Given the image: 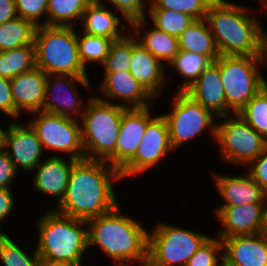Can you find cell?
I'll use <instances>...</instances> for the list:
<instances>
[{
    "instance_id": "45",
    "label": "cell",
    "mask_w": 267,
    "mask_h": 266,
    "mask_svg": "<svg viewBox=\"0 0 267 266\" xmlns=\"http://www.w3.org/2000/svg\"><path fill=\"white\" fill-rule=\"evenodd\" d=\"M39 266H75L69 262L40 258Z\"/></svg>"
},
{
    "instance_id": "30",
    "label": "cell",
    "mask_w": 267,
    "mask_h": 266,
    "mask_svg": "<svg viewBox=\"0 0 267 266\" xmlns=\"http://www.w3.org/2000/svg\"><path fill=\"white\" fill-rule=\"evenodd\" d=\"M235 115L240 116L267 141V88H262Z\"/></svg>"
},
{
    "instance_id": "13",
    "label": "cell",
    "mask_w": 267,
    "mask_h": 266,
    "mask_svg": "<svg viewBox=\"0 0 267 266\" xmlns=\"http://www.w3.org/2000/svg\"><path fill=\"white\" fill-rule=\"evenodd\" d=\"M151 120L149 107L126 108L122 114L115 151L105 161L120 171L135 156Z\"/></svg>"
},
{
    "instance_id": "19",
    "label": "cell",
    "mask_w": 267,
    "mask_h": 266,
    "mask_svg": "<svg viewBox=\"0 0 267 266\" xmlns=\"http://www.w3.org/2000/svg\"><path fill=\"white\" fill-rule=\"evenodd\" d=\"M131 75L152 96L156 97L164 84L163 65L131 36Z\"/></svg>"
},
{
    "instance_id": "27",
    "label": "cell",
    "mask_w": 267,
    "mask_h": 266,
    "mask_svg": "<svg viewBox=\"0 0 267 266\" xmlns=\"http://www.w3.org/2000/svg\"><path fill=\"white\" fill-rule=\"evenodd\" d=\"M36 67L35 46L25 45L11 50L0 51V76L13 77Z\"/></svg>"
},
{
    "instance_id": "39",
    "label": "cell",
    "mask_w": 267,
    "mask_h": 266,
    "mask_svg": "<svg viewBox=\"0 0 267 266\" xmlns=\"http://www.w3.org/2000/svg\"><path fill=\"white\" fill-rule=\"evenodd\" d=\"M49 0H15L17 16L40 25L39 18L47 13Z\"/></svg>"
},
{
    "instance_id": "4",
    "label": "cell",
    "mask_w": 267,
    "mask_h": 266,
    "mask_svg": "<svg viewBox=\"0 0 267 266\" xmlns=\"http://www.w3.org/2000/svg\"><path fill=\"white\" fill-rule=\"evenodd\" d=\"M86 220L75 219L55 210L46 213L39 225V244L35 249L40 258L65 261L81 266L88 245Z\"/></svg>"
},
{
    "instance_id": "43",
    "label": "cell",
    "mask_w": 267,
    "mask_h": 266,
    "mask_svg": "<svg viewBox=\"0 0 267 266\" xmlns=\"http://www.w3.org/2000/svg\"><path fill=\"white\" fill-rule=\"evenodd\" d=\"M13 197L10 188H0V220L2 221L12 211Z\"/></svg>"
},
{
    "instance_id": "46",
    "label": "cell",
    "mask_w": 267,
    "mask_h": 266,
    "mask_svg": "<svg viewBox=\"0 0 267 266\" xmlns=\"http://www.w3.org/2000/svg\"><path fill=\"white\" fill-rule=\"evenodd\" d=\"M140 262H144L143 266H164L162 263L155 260L151 255L146 253L140 260Z\"/></svg>"
},
{
    "instance_id": "48",
    "label": "cell",
    "mask_w": 267,
    "mask_h": 266,
    "mask_svg": "<svg viewBox=\"0 0 267 266\" xmlns=\"http://www.w3.org/2000/svg\"><path fill=\"white\" fill-rule=\"evenodd\" d=\"M262 56H263V60L267 61V35H265V39H264V43H263V55Z\"/></svg>"
},
{
    "instance_id": "34",
    "label": "cell",
    "mask_w": 267,
    "mask_h": 266,
    "mask_svg": "<svg viewBox=\"0 0 267 266\" xmlns=\"http://www.w3.org/2000/svg\"><path fill=\"white\" fill-rule=\"evenodd\" d=\"M130 64L131 37L127 34V36L112 42L103 66L105 73H115L129 71Z\"/></svg>"
},
{
    "instance_id": "44",
    "label": "cell",
    "mask_w": 267,
    "mask_h": 266,
    "mask_svg": "<svg viewBox=\"0 0 267 266\" xmlns=\"http://www.w3.org/2000/svg\"><path fill=\"white\" fill-rule=\"evenodd\" d=\"M18 17L15 0H0V24Z\"/></svg>"
},
{
    "instance_id": "17",
    "label": "cell",
    "mask_w": 267,
    "mask_h": 266,
    "mask_svg": "<svg viewBox=\"0 0 267 266\" xmlns=\"http://www.w3.org/2000/svg\"><path fill=\"white\" fill-rule=\"evenodd\" d=\"M265 204H246L241 206H220L217 217L225 226L220 231V239L262 233Z\"/></svg>"
},
{
    "instance_id": "16",
    "label": "cell",
    "mask_w": 267,
    "mask_h": 266,
    "mask_svg": "<svg viewBox=\"0 0 267 266\" xmlns=\"http://www.w3.org/2000/svg\"><path fill=\"white\" fill-rule=\"evenodd\" d=\"M185 92L215 117H228L219 58L211 62Z\"/></svg>"
},
{
    "instance_id": "6",
    "label": "cell",
    "mask_w": 267,
    "mask_h": 266,
    "mask_svg": "<svg viewBox=\"0 0 267 266\" xmlns=\"http://www.w3.org/2000/svg\"><path fill=\"white\" fill-rule=\"evenodd\" d=\"M127 107L112 104L100 98H90L87 110H84L81 139L85 159L105 161L116 148L123 111ZM98 156H95V155Z\"/></svg>"
},
{
    "instance_id": "25",
    "label": "cell",
    "mask_w": 267,
    "mask_h": 266,
    "mask_svg": "<svg viewBox=\"0 0 267 266\" xmlns=\"http://www.w3.org/2000/svg\"><path fill=\"white\" fill-rule=\"evenodd\" d=\"M101 0H93L82 14L84 32L89 35L107 37L113 41L121 39L124 35L119 34L118 25L120 19L112 11L105 8Z\"/></svg>"
},
{
    "instance_id": "33",
    "label": "cell",
    "mask_w": 267,
    "mask_h": 266,
    "mask_svg": "<svg viewBox=\"0 0 267 266\" xmlns=\"http://www.w3.org/2000/svg\"><path fill=\"white\" fill-rule=\"evenodd\" d=\"M79 58L85 68L87 61H99L104 63L110 46L113 42L112 39L101 36H94L84 33V35H77Z\"/></svg>"
},
{
    "instance_id": "8",
    "label": "cell",
    "mask_w": 267,
    "mask_h": 266,
    "mask_svg": "<svg viewBox=\"0 0 267 266\" xmlns=\"http://www.w3.org/2000/svg\"><path fill=\"white\" fill-rule=\"evenodd\" d=\"M153 230L148 234L147 253L164 266H186L210 238L169 224H158Z\"/></svg>"
},
{
    "instance_id": "21",
    "label": "cell",
    "mask_w": 267,
    "mask_h": 266,
    "mask_svg": "<svg viewBox=\"0 0 267 266\" xmlns=\"http://www.w3.org/2000/svg\"><path fill=\"white\" fill-rule=\"evenodd\" d=\"M77 161L70 158L67 165L61 157L53 156L39 163L34 178L35 188L42 193L58 196L60 203L66 193L71 169Z\"/></svg>"
},
{
    "instance_id": "10",
    "label": "cell",
    "mask_w": 267,
    "mask_h": 266,
    "mask_svg": "<svg viewBox=\"0 0 267 266\" xmlns=\"http://www.w3.org/2000/svg\"><path fill=\"white\" fill-rule=\"evenodd\" d=\"M39 117L30 125L37 133L43 146L48 149L70 153L72 159H85L81 139V127L72 117L36 111Z\"/></svg>"
},
{
    "instance_id": "29",
    "label": "cell",
    "mask_w": 267,
    "mask_h": 266,
    "mask_svg": "<svg viewBox=\"0 0 267 266\" xmlns=\"http://www.w3.org/2000/svg\"><path fill=\"white\" fill-rule=\"evenodd\" d=\"M93 0H49L47 20L48 26H72L71 20H81L86 7Z\"/></svg>"
},
{
    "instance_id": "9",
    "label": "cell",
    "mask_w": 267,
    "mask_h": 266,
    "mask_svg": "<svg viewBox=\"0 0 267 266\" xmlns=\"http://www.w3.org/2000/svg\"><path fill=\"white\" fill-rule=\"evenodd\" d=\"M225 160L250 164L267 146L266 139L237 115L224 123L212 127Z\"/></svg>"
},
{
    "instance_id": "49",
    "label": "cell",
    "mask_w": 267,
    "mask_h": 266,
    "mask_svg": "<svg viewBox=\"0 0 267 266\" xmlns=\"http://www.w3.org/2000/svg\"><path fill=\"white\" fill-rule=\"evenodd\" d=\"M4 130H2L0 128V150H2L4 147H3V143H4Z\"/></svg>"
},
{
    "instance_id": "42",
    "label": "cell",
    "mask_w": 267,
    "mask_h": 266,
    "mask_svg": "<svg viewBox=\"0 0 267 266\" xmlns=\"http://www.w3.org/2000/svg\"><path fill=\"white\" fill-rule=\"evenodd\" d=\"M17 169L10 159L7 151L3 148L0 150V188H8L13 181Z\"/></svg>"
},
{
    "instance_id": "37",
    "label": "cell",
    "mask_w": 267,
    "mask_h": 266,
    "mask_svg": "<svg viewBox=\"0 0 267 266\" xmlns=\"http://www.w3.org/2000/svg\"><path fill=\"white\" fill-rule=\"evenodd\" d=\"M216 238L218 239L209 238L188 260L186 266H217L219 260L215 253L223 250V244L219 237Z\"/></svg>"
},
{
    "instance_id": "36",
    "label": "cell",
    "mask_w": 267,
    "mask_h": 266,
    "mask_svg": "<svg viewBox=\"0 0 267 266\" xmlns=\"http://www.w3.org/2000/svg\"><path fill=\"white\" fill-rule=\"evenodd\" d=\"M0 258L4 266H39L40 263L37 251L29 258L6 234L0 238Z\"/></svg>"
},
{
    "instance_id": "12",
    "label": "cell",
    "mask_w": 267,
    "mask_h": 266,
    "mask_svg": "<svg viewBox=\"0 0 267 266\" xmlns=\"http://www.w3.org/2000/svg\"><path fill=\"white\" fill-rule=\"evenodd\" d=\"M172 149L164 116L153 117L147 124L135 156L120 170L121 178L147 170Z\"/></svg>"
},
{
    "instance_id": "51",
    "label": "cell",
    "mask_w": 267,
    "mask_h": 266,
    "mask_svg": "<svg viewBox=\"0 0 267 266\" xmlns=\"http://www.w3.org/2000/svg\"><path fill=\"white\" fill-rule=\"evenodd\" d=\"M5 233H3L2 231H0V238L4 235Z\"/></svg>"
},
{
    "instance_id": "47",
    "label": "cell",
    "mask_w": 267,
    "mask_h": 266,
    "mask_svg": "<svg viewBox=\"0 0 267 266\" xmlns=\"http://www.w3.org/2000/svg\"><path fill=\"white\" fill-rule=\"evenodd\" d=\"M267 200V197H266ZM267 201H265V211H264V222H263V228H262V233L267 235Z\"/></svg>"
},
{
    "instance_id": "22",
    "label": "cell",
    "mask_w": 267,
    "mask_h": 266,
    "mask_svg": "<svg viewBox=\"0 0 267 266\" xmlns=\"http://www.w3.org/2000/svg\"><path fill=\"white\" fill-rule=\"evenodd\" d=\"M52 77L53 78L56 77L55 81L53 82L54 84L51 83L52 81H49ZM65 77H68L71 80L73 79L76 82L82 84V86H85V87L90 89V83H89L88 77H76V76H70V75H47L46 90H45L46 95H45V100H44L42 111L47 112V113H51V114H56V115H61V116H65V117L74 118V115L78 116V114H79V112L76 110V107L80 106V104H82V103L80 101H77V99L75 97L77 95L76 92H74L75 94L72 92V90L76 91L74 89V87L71 86V84H73L72 81L69 80L70 82L69 81L67 82V81L63 80ZM52 86H54V87H52ZM64 87L66 89H64ZM53 89H55V91L57 90L56 93L58 95H61L60 93L63 91V89L66 91H69V92L64 97H63V95H61V99H59L60 97L57 94L55 95L57 97L52 96V91L54 92ZM50 91H51V96H52L51 100H50V98H47ZM63 93H65V92H63ZM53 102H55V103H53ZM69 111H72L70 113L71 114L73 113L74 115L71 116V114L68 113Z\"/></svg>"
},
{
    "instance_id": "18",
    "label": "cell",
    "mask_w": 267,
    "mask_h": 266,
    "mask_svg": "<svg viewBox=\"0 0 267 266\" xmlns=\"http://www.w3.org/2000/svg\"><path fill=\"white\" fill-rule=\"evenodd\" d=\"M47 74L40 68L23 72L10 79L12 97L16 110L42 111L46 95Z\"/></svg>"
},
{
    "instance_id": "5",
    "label": "cell",
    "mask_w": 267,
    "mask_h": 266,
    "mask_svg": "<svg viewBox=\"0 0 267 266\" xmlns=\"http://www.w3.org/2000/svg\"><path fill=\"white\" fill-rule=\"evenodd\" d=\"M73 26L41 24L35 35L36 67L47 75L88 77L79 58L77 34Z\"/></svg>"
},
{
    "instance_id": "23",
    "label": "cell",
    "mask_w": 267,
    "mask_h": 266,
    "mask_svg": "<svg viewBox=\"0 0 267 266\" xmlns=\"http://www.w3.org/2000/svg\"><path fill=\"white\" fill-rule=\"evenodd\" d=\"M101 90L108 98L123 99L132 104L130 108L148 107L147 98H153L129 71L105 73Z\"/></svg>"
},
{
    "instance_id": "31",
    "label": "cell",
    "mask_w": 267,
    "mask_h": 266,
    "mask_svg": "<svg viewBox=\"0 0 267 266\" xmlns=\"http://www.w3.org/2000/svg\"><path fill=\"white\" fill-rule=\"evenodd\" d=\"M149 13L157 29L177 38L195 21L188 14L169 9H149Z\"/></svg>"
},
{
    "instance_id": "40",
    "label": "cell",
    "mask_w": 267,
    "mask_h": 266,
    "mask_svg": "<svg viewBox=\"0 0 267 266\" xmlns=\"http://www.w3.org/2000/svg\"><path fill=\"white\" fill-rule=\"evenodd\" d=\"M0 110L11 117L20 115L14 105L10 79L2 76H0Z\"/></svg>"
},
{
    "instance_id": "2",
    "label": "cell",
    "mask_w": 267,
    "mask_h": 266,
    "mask_svg": "<svg viewBox=\"0 0 267 266\" xmlns=\"http://www.w3.org/2000/svg\"><path fill=\"white\" fill-rule=\"evenodd\" d=\"M246 8L226 0H214L206 21L220 56H262L265 31L256 18L247 15Z\"/></svg>"
},
{
    "instance_id": "1",
    "label": "cell",
    "mask_w": 267,
    "mask_h": 266,
    "mask_svg": "<svg viewBox=\"0 0 267 266\" xmlns=\"http://www.w3.org/2000/svg\"><path fill=\"white\" fill-rule=\"evenodd\" d=\"M111 177L121 179L120 171L103 160H78L72 167L66 193L55 210L88 221L113 210L118 204Z\"/></svg>"
},
{
    "instance_id": "20",
    "label": "cell",
    "mask_w": 267,
    "mask_h": 266,
    "mask_svg": "<svg viewBox=\"0 0 267 266\" xmlns=\"http://www.w3.org/2000/svg\"><path fill=\"white\" fill-rule=\"evenodd\" d=\"M221 196L227 201L221 206L265 204L267 193L250 176H215Z\"/></svg>"
},
{
    "instance_id": "32",
    "label": "cell",
    "mask_w": 267,
    "mask_h": 266,
    "mask_svg": "<svg viewBox=\"0 0 267 266\" xmlns=\"http://www.w3.org/2000/svg\"><path fill=\"white\" fill-rule=\"evenodd\" d=\"M211 62L200 54L187 51H179V54L170 62L177 69L180 76L188 78V80L180 87V91H185L199 77L202 71Z\"/></svg>"
},
{
    "instance_id": "15",
    "label": "cell",
    "mask_w": 267,
    "mask_h": 266,
    "mask_svg": "<svg viewBox=\"0 0 267 266\" xmlns=\"http://www.w3.org/2000/svg\"><path fill=\"white\" fill-rule=\"evenodd\" d=\"M3 147L11 148L12 153L6 151L16 169L20 166L24 170H34L43 154L41 141L30 124L28 127L16 122L10 124L4 132Z\"/></svg>"
},
{
    "instance_id": "50",
    "label": "cell",
    "mask_w": 267,
    "mask_h": 266,
    "mask_svg": "<svg viewBox=\"0 0 267 266\" xmlns=\"http://www.w3.org/2000/svg\"><path fill=\"white\" fill-rule=\"evenodd\" d=\"M265 4V6L267 7V0H262Z\"/></svg>"
},
{
    "instance_id": "41",
    "label": "cell",
    "mask_w": 267,
    "mask_h": 266,
    "mask_svg": "<svg viewBox=\"0 0 267 266\" xmlns=\"http://www.w3.org/2000/svg\"><path fill=\"white\" fill-rule=\"evenodd\" d=\"M249 165L253 168L248 173L267 193V146Z\"/></svg>"
},
{
    "instance_id": "7",
    "label": "cell",
    "mask_w": 267,
    "mask_h": 266,
    "mask_svg": "<svg viewBox=\"0 0 267 266\" xmlns=\"http://www.w3.org/2000/svg\"><path fill=\"white\" fill-rule=\"evenodd\" d=\"M263 56H219V69L226 96L227 116L230 108L237 114L262 88L265 79L258 69Z\"/></svg>"
},
{
    "instance_id": "3",
    "label": "cell",
    "mask_w": 267,
    "mask_h": 266,
    "mask_svg": "<svg viewBox=\"0 0 267 266\" xmlns=\"http://www.w3.org/2000/svg\"><path fill=\"white\" fill-rule=\"evenodd\" d=\"M119 206L89 219L88 245H99L115 261L116 266H127L147 253L148 233L135 220L121 215ZM126 262V263H125Z\"/></svg>"
},
{
    "instance_id": "28",
    "label": "cell",
    "mask_w": 267,
    "mask_h": 266,
    "mask_svg": "<svg viewBox=\"0 0 267 266\" xmlns=\"http://www.w3.org/2000/svg\"><path fill=\"white\" fill-rule=\"evenodd\" d=\"M138 43L160 61L171 62L179 54L178 38L153 27Z\"/></svg>"
},
{
    "instance_id": "38",
    "label": "cell",
    "mask_w": 267,
    "mask_h": 266,
    "mask_svg": "<svg viewBox=\"0 0 267 266\" xmlns=\"http://www.w3.org/2000/svg\"><path fill=\"white\" fill-rule=\"evenodd\" d=\"M115 5L117 11L124 15V18L128 21L129 25L132 26L135 33L140 29V25L145 24V14L142 5V0H110Z\"/></svg>"
},
{
    "instance_id": "14",
    "label": "cell",
    "mask_w": 267,
    "mask_h": 266,
    "mask_svg": "<svg viewBox=\"0 0 267 266\" xmlns=\"http://www.w3.org/2000/svg\"><path fill=\"white\" fill-rule=\"evenodd\" d=\"M223 266H267V235H237L223 238Z\"/></svg>"
},
{
    "instance_id": "26",
    "label": "cell",
    "mask_w": 267,
    "mask_h": 266,
    "mask_svg": "<svg viewBox=\"0 0 267 266\" xmlns=\"http://www.w3.org/2000/svg\"><path fill=\"white\" fill-rule=\"evenodd\" d=\"M37 27L34 22L20 17L0 24V51L34 45Z\"/></svg>"
},
{
    "instance_id": "11",
    "label": "cell",
    "mask_w": 267,
    "mask_h": 266,
    "mask_svg": "<svg viewBox=\"0 0 267 266\" xmlns=\"http://www.w3.org/2000/svg\"><path fill=\"white\" fill-rule=\"evenodd\" d=\"M173 101L172 113L163 115L169 131L170 143L173 149L190 140L213 122V114L202 107L185 91L178 92Z\"/></svg>"
},
{
    "instance_id": "24",
    "label": "cell",
    "mask_w": 267,
    "mask_h": 266,
    "mask_svg": "<svg viewBox=\"0 0 267 266\" xmlns=\"http://www.w3.org/2000/svg\"><path fill=\"white\" fill-rule=\"evenodd\" d=\"M206 19L195 20L178 37L179 50L205 56L210 62L216 61L220 54Z\"/></svg>"
},
{
    "instance_id": "35",
    "label": "cell",
    "mask_w": 267,
    "mask_h": 266,
    "mask_svg": "<svg viewBox=\"0 0 267 266\" xmlns=\"http://www.w3.org/2000/svg\"><path fill=\"white\" fill-rule=\"evenodd\" d=\"M214 0H153L149 9H169L188 14L195 20L204 19Z\"/></svg>"
}]
</instances>
